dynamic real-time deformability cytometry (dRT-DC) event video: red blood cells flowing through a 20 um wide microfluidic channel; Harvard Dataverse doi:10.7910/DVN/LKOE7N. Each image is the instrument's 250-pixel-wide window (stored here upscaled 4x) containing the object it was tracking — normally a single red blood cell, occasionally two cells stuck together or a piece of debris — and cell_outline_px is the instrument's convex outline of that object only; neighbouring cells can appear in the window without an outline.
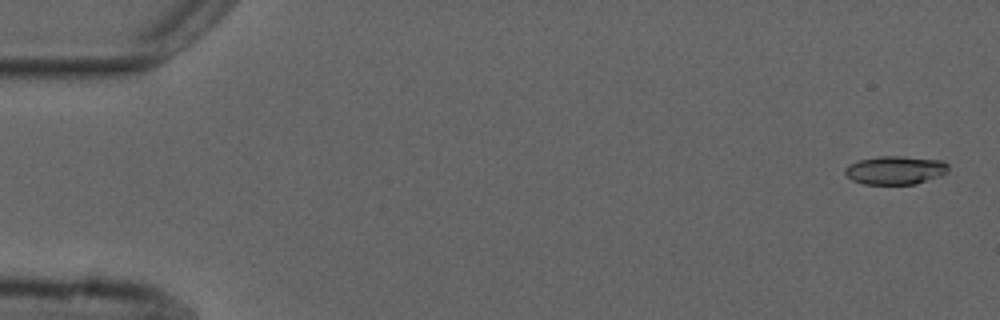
{"species": "common noctule bat (a hibernating species)", "species_latin": "Nyctalus noctula", "temperature_condition": "cold", "stored_images_in_passage": 6, "camera_frame_rate_fps": 3000, "um_per_image_px": 0.085, "animal": {"sex": "male", "forearm_length_mm": 52.5}, "frame": {"image": 1, "passage_image": 1, "time_ms": 0.0, "image_size_px": [1000, 320], "cell_outline_px": [[948, 172], [940, 176], [916, 184], [864, 184], [852, 180], [844, 172], [844, 168], [848, 164], [860, 160], [876, 156], [904, 156], [944, 160], [948, 164]], "centroid_in_image_um": [76.12, 14.45], "position_along_channel_um": 8.9, "area_um2": 17.34}}